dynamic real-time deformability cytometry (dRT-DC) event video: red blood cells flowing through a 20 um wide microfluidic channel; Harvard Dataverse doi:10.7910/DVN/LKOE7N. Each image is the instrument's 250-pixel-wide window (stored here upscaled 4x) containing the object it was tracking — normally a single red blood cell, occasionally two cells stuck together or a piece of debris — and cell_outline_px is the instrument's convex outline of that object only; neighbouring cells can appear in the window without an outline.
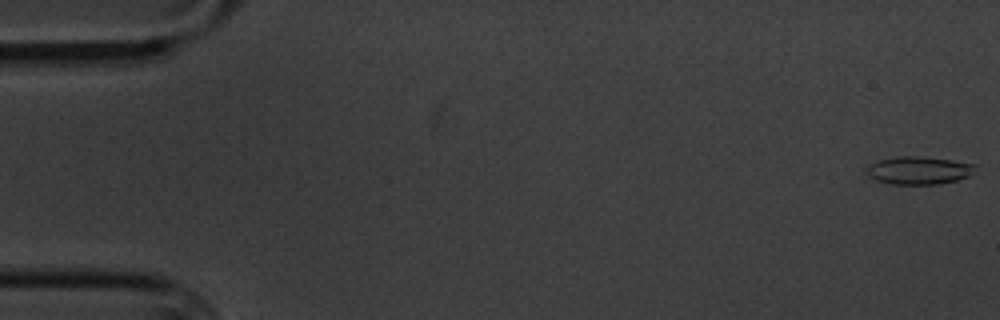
{"species": "common noctule bat (a hibernating species)", "species_latin": "Nyctalus noctula", "temperature_condition": "cold", "stored_images_in_passage": 4, "camera_frame_rate_fps": 3000, "um_per_image_px": 0.085, "animal": {"sex": "male", "body_mass_g": 20.1, "forearm_length_mm": 53.5}, "frame": {"image": 1, "passage_image": 1, "time_ms": 0.0, "image_size_px": [1000, 320], "cell_outline_px": [[976, 164], [972, 172], [968, 176], [956, 180], [940, 184], [888, 184], [876, 180], [868, 176], [864, 172], [864, 168], [868, 164], [880, 160], [896, 156], [920, 156], [952, 160]], "centroid_in_image_um": [78.02, 14.48], "position_along_channel_um": 7.0, "area_um2": 17.8}}